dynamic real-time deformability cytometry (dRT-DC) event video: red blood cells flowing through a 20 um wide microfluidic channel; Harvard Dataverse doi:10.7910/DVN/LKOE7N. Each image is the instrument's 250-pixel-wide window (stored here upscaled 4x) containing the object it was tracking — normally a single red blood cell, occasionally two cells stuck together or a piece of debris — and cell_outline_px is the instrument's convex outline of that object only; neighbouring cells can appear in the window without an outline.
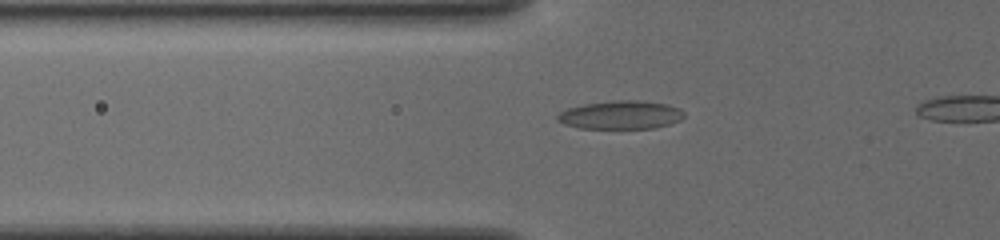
{"species": "common noctule bat (a hibernating species)", "species_latin": "Nyctalus noctula", "temperature_condition": "cold", "stored_images_in_passage": 32, "camera_frame_rate_fps": 3000, "um_per_image_px": 0.085, "animal": {"sex": "female", "body_mass_g": 19.5, "forearm_length_mm": 54.1}, "frame": {"image": 1, "passage_image": 3, "time_ms": 0.667, "image_size_px": [1000, 240], "cell_outline_px": [[684, 116], [680, 120], [656, 128], [580, 128], [564, 124], [556, 120], [556, 116], [560, 112], [568, 108], [584, 104], [616, 100], [636, 100], [668, 104], [680, 108], [684, 112]], "centroid_in_image_um": [52.76, 9.76], "position_along_channel_um": 73.0, "area_um2": 20.92}}
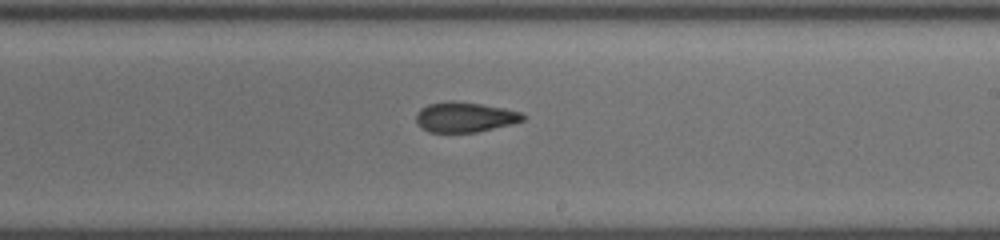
{"frame": {"image": 2, "passage_image": 17, "time_ms": 5.333, "image_size_px": [1000, 240], "cell_outline_px": [[528, 116], [524, 120], [512, 124], [476, 132], [428, 132], [420, 128], [416, 120], [416, 112], [420, 108], [428, 104], [448, 100], [452, 100], [480, 104], [504, 108], [524, 112]], "centroid_in_image_um": [39.52, 9.95], "position_along_channel_um": 249.5, "area_um2": 19.02}}
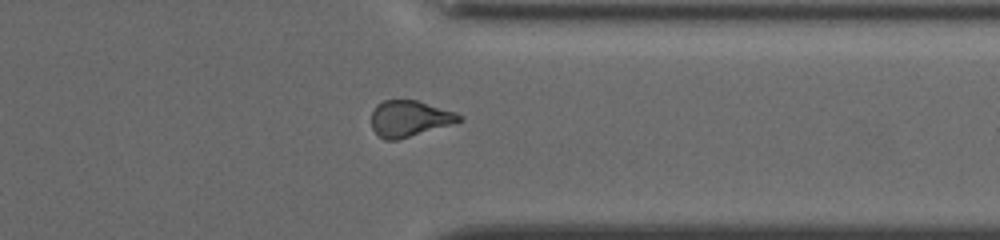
{"frame": {"image": 3, "passage_image": 27, "time_ms": 8.667, "image_size_px": [1000, 240], "cell_outline_px": [[464, 120], [452, 124], [396, 140], [384, 140], [372, 128], [372, 112], [376, 104], [384, 100], [416, 100], [456, 112], [464, 116]], "centroid_in_image_um": [34.82, 10.07], "position_along_channel_um": 376.6, "area_um2": 18.38}}